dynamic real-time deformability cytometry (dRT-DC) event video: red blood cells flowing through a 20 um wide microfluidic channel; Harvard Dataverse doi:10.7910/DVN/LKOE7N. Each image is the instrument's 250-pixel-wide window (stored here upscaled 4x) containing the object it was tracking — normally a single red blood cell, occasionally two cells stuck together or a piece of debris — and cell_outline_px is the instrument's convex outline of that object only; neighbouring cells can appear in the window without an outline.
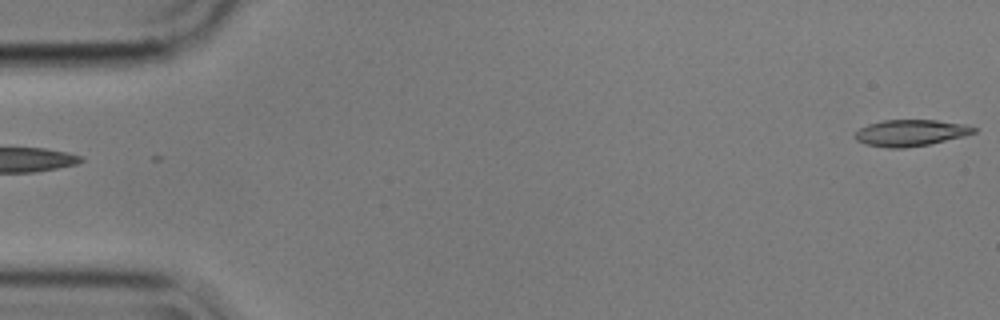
{"species": "common noctule bat (a hibernating species)", "species_latin": "Nyctalus noctula", "temperature_condition": "cold", "stored_images_in_passage": 6, "camera_frame_rate_fps": 3000, "um_per_image_px": 0.085, "animal": {"sex": "male", "body_mass_g": 17.9}, "frame": {"image": 1, "passage_image": 1, "time_ms": 0.0, "image_size_px": [1000, 320], "cell_outline_px": [[976, 132], [964, 136], [928, 144], [904, 148], [888, 148], [864, 144], [856, 140], [856, 132], [860, 128], [868, 124], [884, 120], [936, 120], [964, 124], [976, 128]], "centroid_in_image_um": [77.39, 11.29], "position_along_channel_um": 7.6, "area_um2": 18.15}}
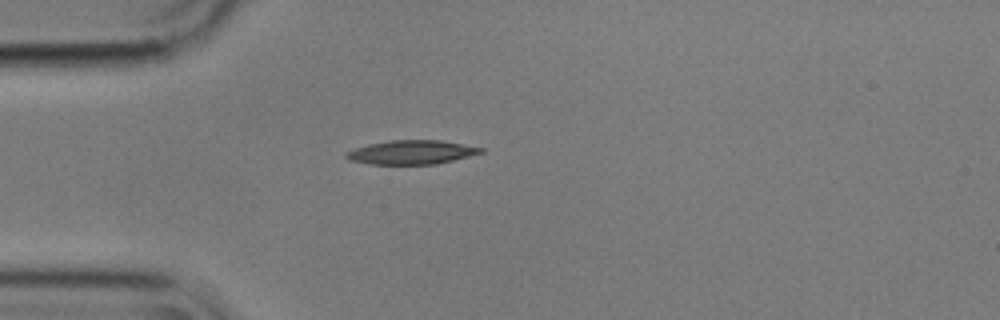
{"frame": {"image": 2, "passage_image": 5, "time_ms": 1.333, "image_size_px": [1000, 320], "cell_outline_px": [[484, 152], [436, 164], [372, 164], [348, 160], [344, 156], [344, 152], [368, 144], [388, 140], [440, 140], [484, 148]], "centroid_in_image_um": [34.94, 12.94], "position_along_channel_um": 50.1, "area_um2": 18.73}}